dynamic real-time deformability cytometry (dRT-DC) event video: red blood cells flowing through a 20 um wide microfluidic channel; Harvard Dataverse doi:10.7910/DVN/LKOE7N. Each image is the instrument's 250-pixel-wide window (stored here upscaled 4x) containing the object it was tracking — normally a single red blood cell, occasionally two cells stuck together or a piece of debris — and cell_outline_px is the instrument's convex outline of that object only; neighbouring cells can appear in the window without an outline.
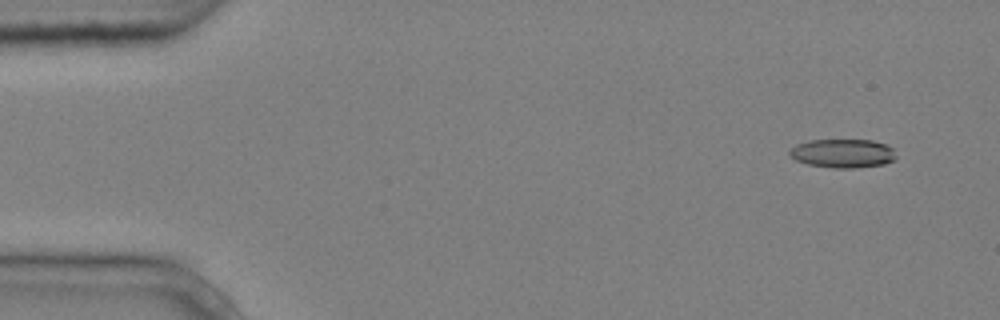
{"species": "common noctule bat (a hibernating species)", "species_latin": "Nyctalus noctula", "temperature_condition": "cold", "stored_images_in_passage": 6, "camera_frame_rate_fps": 3000, "um_per_image_px": 0.085, "animal": {"sex": "male", "body_mass_g": 20.4}, "frame": {"image": 1, "passage_image": 1, "time_ms": 0.0, "image_size_px": [1000, 320], "cell_outline_px": [[896, 160], [884, 164], [856, 168], [832, 168], [808, 164], [796, 160], [788, 152], [796, 144], [808, 140], [872, 140], [884, 144], [892, 148], [896, 156]], "centroid_in_image_um": [71.65, 13.04], "position_along_channel_um": 13.4, "area_um2": 17.86}}
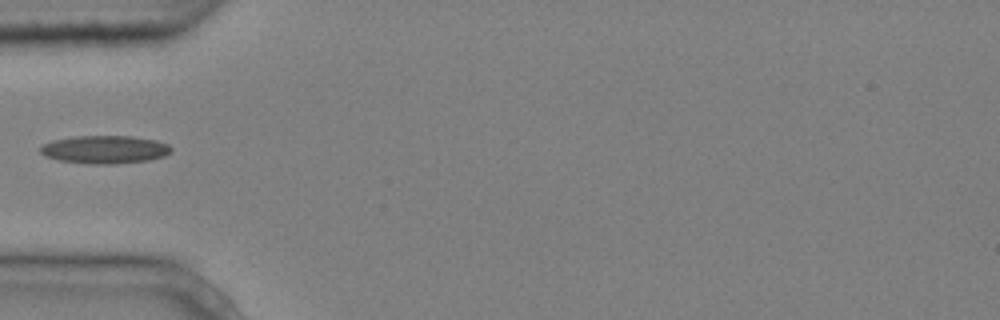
{"frame": {"image": 2, "passage_image": 5, "time_ms": 1.333, "image_size_px": [1000, 320], "cell_outline_px": [[172, 152], [164, 156], [148, 160], [116, 164], [88, 164], [60, 160], [48, 156], [40, 152], [40, 148], [44, 144], [52, 140], [72, 136], [132, 136], [156, 140], [168, 144], [172, 148]], "centroid_in_image_um": [8.94, 12.7], "position_along_channel_um": 76.1, "area_um2": 21.39}}
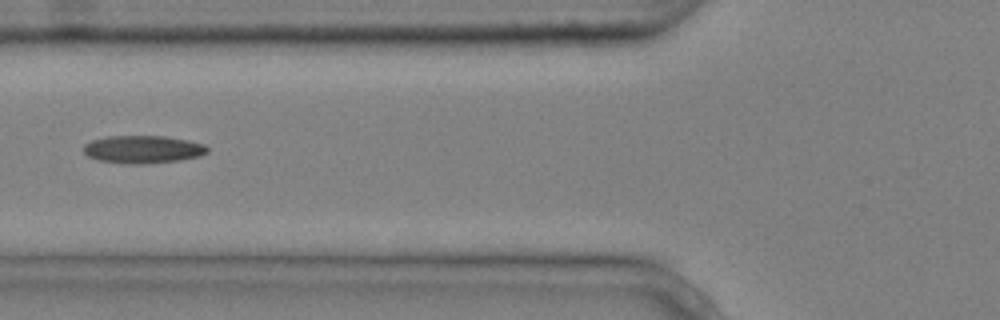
{"frame": {"image": 3, "passage_image": 6, "time_ms": 1.667, "image_size_px": [1000, 320], "cell_outline_px": [[208, 152], [200, 156], [180, 160], [144, 164], [124, 164], [96, 160], [88, 156], [84, 152], [84, 144], [92, 140], [108, 136], [164, 136], [188, 140], [204, 144], [208, 148]], "centroid_in_image_um": [12.14, 12.7], "position_along_channel_um": 113.7, "area_um2": 20.17}}